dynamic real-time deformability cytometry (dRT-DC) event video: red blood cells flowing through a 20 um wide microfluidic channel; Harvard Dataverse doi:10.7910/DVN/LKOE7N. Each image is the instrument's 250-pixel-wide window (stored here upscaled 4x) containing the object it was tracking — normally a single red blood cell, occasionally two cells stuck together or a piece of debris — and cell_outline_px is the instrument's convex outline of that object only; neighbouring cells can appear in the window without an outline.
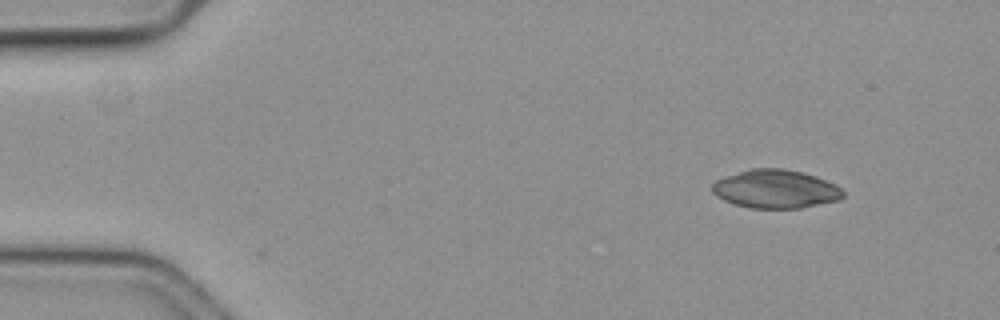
{"species": "common noctule bat (a hibernating species)", "species_latin": "Nyctalus noctula", "temperature_condition": "cold", "stored_images_in_passage": 52, "camera_frame_rate_fps": 3000, "um_per_image_px": 0.085, "animal": {"sex": "female", "body_mass_g": 19.3, "forearm_length_mm": 54.1}, "frame": {"image": 1, "passage_image": 1, "time_ms": 0.0, "image_size_px": [1000, 320], "cell_outline_px": [[844, 196], [840, 200], [800, 208], [752, 208], [732, 204], [716, 196], [712, 192], [712, 184], [716, 180], [724, 176], [752, 168], [784, 168], [816, 176], [840, 188], [844, 192]], "centroid_in_image_um": [65.89, 16.07], "position_along_channel_um": 19.1, "area_um2": 29.3}}